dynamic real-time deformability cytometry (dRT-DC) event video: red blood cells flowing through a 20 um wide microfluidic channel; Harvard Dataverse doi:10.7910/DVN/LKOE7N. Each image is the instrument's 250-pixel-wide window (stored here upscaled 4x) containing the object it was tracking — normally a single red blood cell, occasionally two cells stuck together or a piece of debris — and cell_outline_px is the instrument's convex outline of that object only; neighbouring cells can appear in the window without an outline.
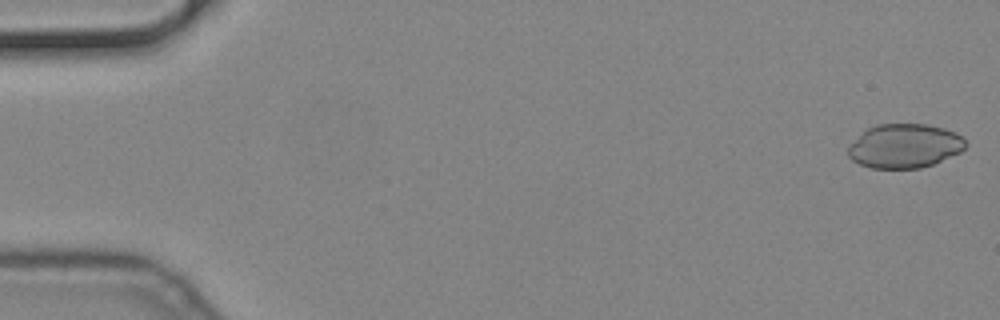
{"species": "common noctule bat (a hibernating species)", "species_latin": "Nyctalus noctula", "temperature_condition": "cold", "stored_images_in_passage": 55, "camera_frame_rate_fps": 3000, "um_per_image_px": 0.085, "animal": {"sex": "male", "body_mass_g": 19.2, "forearm_length_mm": 51.8}, "frame": {"image": 1, "passage_image": 1, "time_ms": 0.0, "image_size_px": [1000, 320], "cell_outline_px": [[968, 144], [960, 152], [932, 164], [920, 168], [872, 168], [860, 164], [852, 160], [848, 156], [848, 148], [868, 128], [876, 124], [928, 124], [944, 128], [956, 132], [964, 136]], "centroid_in_image_um": [76.94, 12.4], "position_along_channel_um": 8.1, "area_um2": 30.06}}